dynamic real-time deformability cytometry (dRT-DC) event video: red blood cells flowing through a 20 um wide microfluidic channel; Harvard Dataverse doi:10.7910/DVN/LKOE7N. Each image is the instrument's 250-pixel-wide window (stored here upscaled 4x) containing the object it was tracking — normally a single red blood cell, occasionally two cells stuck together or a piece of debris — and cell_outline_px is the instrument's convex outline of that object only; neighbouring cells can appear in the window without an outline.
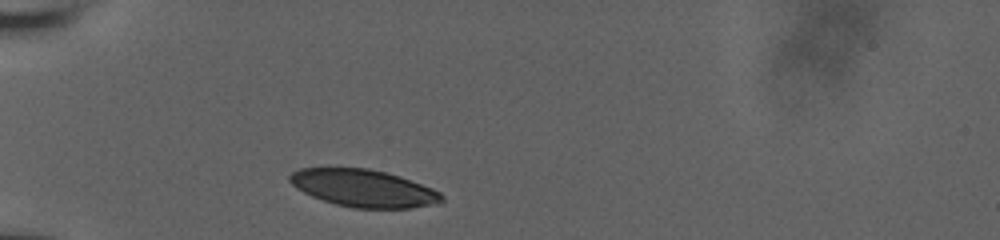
{"species": "human", "species_latin": "Homo sapiens", "temperature_condition": "room temperature", "stored_images_in_passage": 20, "camera_frame_rate_fps": 3000, "um_per_image_px": 0.085, "donor": {"sex": "male"}, "frame": {"image": 1, "passage_image": 1, "time_ms": 0.0, "image_size_px": [1000, 240], "cell_outline_px": [[444, 200], [440, 204], [408, 208], [352, 208], [336, 204], [312, 196], [296, 188], [288, 180], [288, 176], [292, 172], [300, 168], [368, 168], [400, 176], [432, 188], [440, 192], [444, 196]], "centroid_in_image_um": [30.92, 16.0], "position_along_channel_um": 54.1, "area_um2": 33.12}}
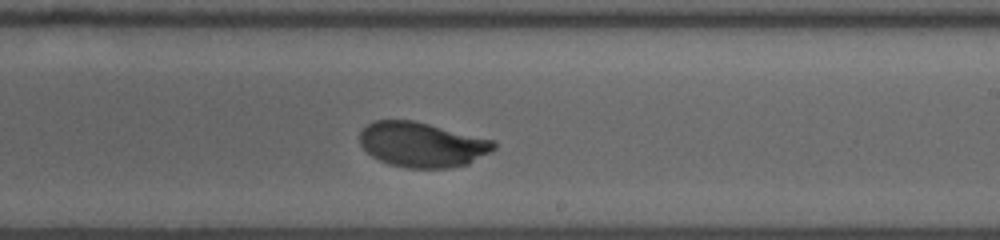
{"frame": {"image": 2, "passage_image": 9, "time_ms": 2.667, "image_size_px": [1000, 240], "cell_outline_px": [[496, 148], [468, 164], [448, 168], [408, 168], [388, 164], [372, 156], [360, 144], [360, 132], [368, 124], [376, 120], [412, 120], [496, 140]], "centroid_in_image_um": [35.89, 12.29], "position_along_channel_um": 253.1, "area_um2": 35.03}}
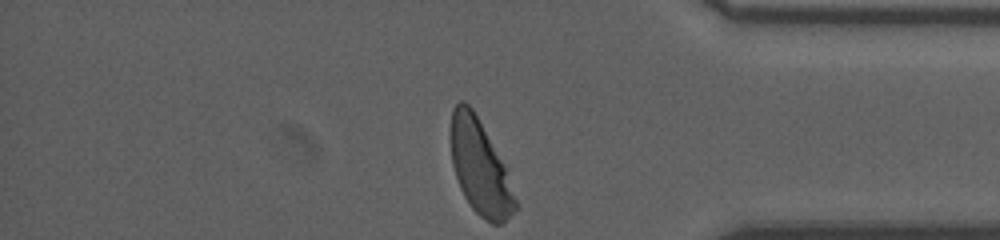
{"frame": {"image": 3, "passage_image": 20, "time_ms": 6.333, "image_size_px": [1000, 240], "cell_outline_px": [[516, 208], [500, 224], [492, 224], [480, 216], [472, 208], [464, 196], [460, 188], [452, 164], [452, 108], [460, 100], [464, 100], [472, 108], [504, 164], [516, 200]], "centroid_in_image_um": [40.78, 14.23], "position_along_channel_um": 394.4, "area_um2": 34.51}}